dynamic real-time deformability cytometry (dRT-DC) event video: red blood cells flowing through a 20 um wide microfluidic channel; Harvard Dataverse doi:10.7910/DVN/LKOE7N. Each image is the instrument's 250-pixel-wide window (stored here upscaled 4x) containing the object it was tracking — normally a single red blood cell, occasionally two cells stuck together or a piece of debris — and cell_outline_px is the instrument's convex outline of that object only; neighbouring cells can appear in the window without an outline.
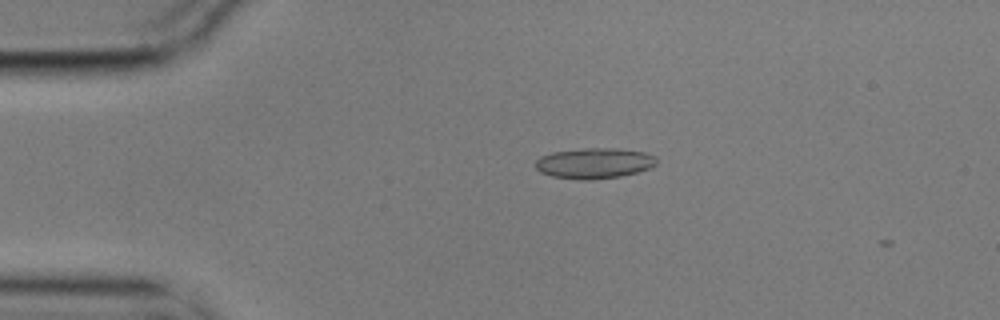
{"species": "common noctule bat (a hibernating species)", "species_latin": "Nyctalus noctula", "temperature_condition": "cold", "stored_images_in_passage": 4, "camera_frame_rate_fps": 3000, "um_per_image_px": 0.085, "animal": {"sex": "male", "body_mass_g": 17.9}, "frame": {"image": 1, "passage_image": 1, "time_ms": 0.0, "image_size_px": [1000, 320], "cell_outline_px": [[656, 164], [648, 168], [636, 172], [620, 176], [592, 180], [580, 180], [552, 176], [540, 172], [536, 168], [536, 160], [540, 156], [552, 152], [584, 148], [616, 148], [644, 152], [656, 156]], "centroid_in_image_um": [50.49, 13.87], "position_along_channel_um": 34.5, "area_um2": 21.56}}
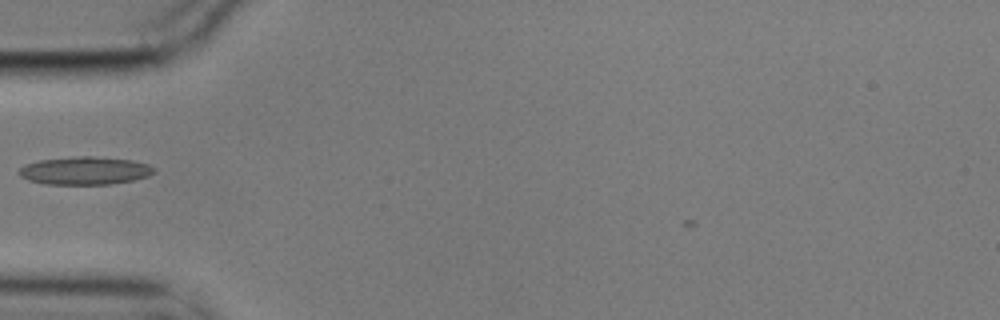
{"frame": {"image": 2, "passage_image": 3, "time_ms": 0.667, "image_size_px": [1000, 320], "cell_outline_px": [[156, 172], [148, 176], [132, 180], [108, 184], [48, 184], [28, 180], [20, 176], [16, 172], [20, 168], [28, 164], [40, 160], [80, 156], [92, 156], [132, 160], [148, 164], [156, 168]], "centroid_in_image_um": [7.24, 14.5], "position_along_channel_um": 77.8, "area_um2": 21.85}}
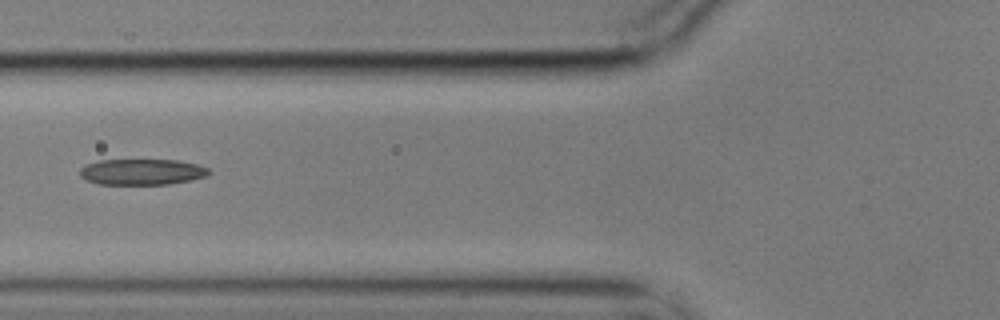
{"frame": {"image": 3, "passage_image": 4, "time_ms": 1.0, "image_size_px": [1000, 320], "cell_outline_px": [[212, 172], [208, 176], [168, 184], [96, 184], [80, 176], [80, 168], [88, 164], [100, 160], [176, 160], [196, 164], [208, 168]], "centroid_in_image_um": [12.08, 14.61], "position_along_channel_um": 113.7, "area_um2": 19.36}}